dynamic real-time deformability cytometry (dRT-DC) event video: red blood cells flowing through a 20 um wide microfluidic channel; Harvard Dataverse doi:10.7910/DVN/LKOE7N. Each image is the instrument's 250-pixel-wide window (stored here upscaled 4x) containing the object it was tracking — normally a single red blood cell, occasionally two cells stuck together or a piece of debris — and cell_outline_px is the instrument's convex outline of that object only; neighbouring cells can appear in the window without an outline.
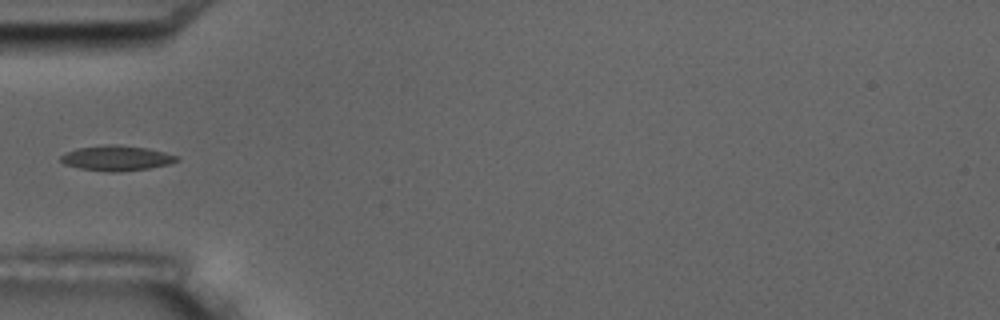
{"species": "common noctule bat (a hibernating species)", "species_latin": "Nyctalus noctula", "temperature_condition": "room temperature", "stored_images_in_passage": 1, "camera_frame_rate_fps": 3000, "um_per_image_px": 0.085, "animal": {"sex": "male", "body_mass_g": 17.5, "forearm_length_mm": 52.3}, "frame": {"image": 1, "passage_image": 1, "time_ms": 0.0, "image_size_px": [1000, 320], "cell_outline_px": [[180, 160], [168, 164], [148, 168], [120, 172], [108, 172], [80, 168], [64, 164], [60, 160], [60, 156], [76, 148], [104, 144], [116, 144], [148, 148], [164, 152], [176, 156]], "centroid_in_image_um": [9.89, 13.43], "position_along_channel_um": 75.1, "area_um2": 16.99}}